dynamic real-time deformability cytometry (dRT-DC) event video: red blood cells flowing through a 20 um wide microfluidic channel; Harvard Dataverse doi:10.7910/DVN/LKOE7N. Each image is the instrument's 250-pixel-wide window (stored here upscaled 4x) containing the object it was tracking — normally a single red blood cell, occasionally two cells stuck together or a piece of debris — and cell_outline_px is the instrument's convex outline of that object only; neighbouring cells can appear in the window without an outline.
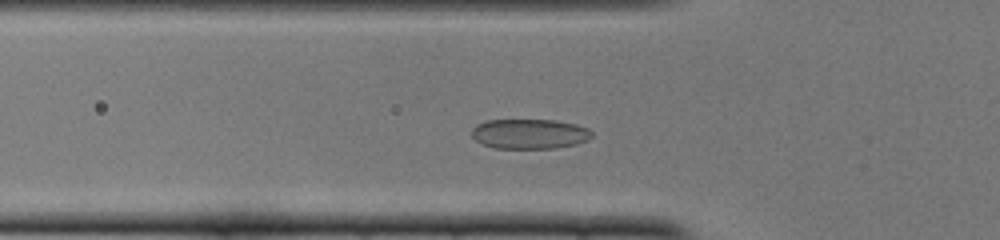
{"species": "common noctule bat (a hibernating species)", "species_latin": "Nyctalus noctula", "temperature_condition": "cold", "stored_images_in_passage": 36, "camera_frame_rate_fps": 3000, "um_per_image_px": 0.085, "animal": {"sex": "female", "body_mass_g": 22.0, "forearm_length_mm": 56.7}, "frame": {"image": 1, "passage_image": 8, "time_ms": 2.333, "image_size_px": [1000, 240], "cell_outline_px": [[592, 136], [588, 140], [576, 144], [556, 148], [492, 148], [476, 140], [472, 136], [472, 128], [476, 124], [488, 120], [556, 120], [576, 124], [588, 128], [592, 132]], "centroid_in_image_um": [45.02, 11.37], "position_along_channel_um": 80.8, "area_um2": 20.98}}
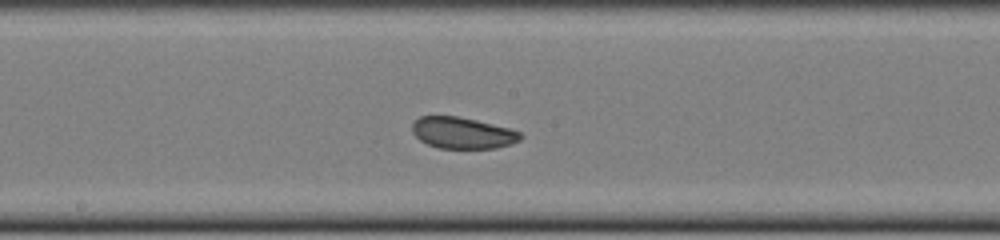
{"frame": {"image": 2, "passage_image": 18, "time_ms": 5.667, "image_size_px": [1000, 240], "cell_outline_px": [[524, 136], [520, 140], [512, 144], [496, 148], [436, 148], [420, 140], [412, 132], [412, 124], [420, 116], [456, 116], [476, 120], [508, 128], [520, 132]], "centroid_in_image_um": [39.32, 11.3], "position_along_channel_um": 208.9, "area_um2": 19.77}}
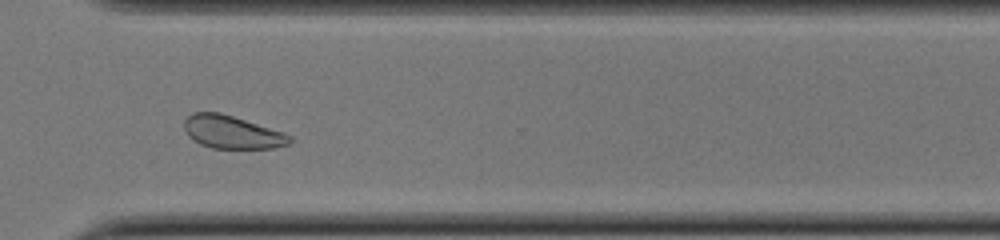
{"frame": {"image": 3, "passage_image": 29, "time_ms": 9.333, "image_size_px": [1000, 240], "cell_outline_px": [[292, 144], [276, 148], [212, 148], [200, 144], [192, 140], [188, 136], [184, 128], [184, 120], [192, 112], [220, 112], [284, 132], [292, 136]], "centroid_in_image_um": [19.74, 11.24], "position_along_channel_um": 350.9, "area_um2": 20.46}, "authors_computed_cell_mechanics": {"area_um2": 20.7791, "velocity_mm_per_s": 3.8448, "shape_relaxation_time_tau1_ms": 2.9811, "shape_relaxation_time_tau2_ms": 3.7428, "deformation_change_tau1": 0.0667, "deformation_change_tau2": 0.0808}}